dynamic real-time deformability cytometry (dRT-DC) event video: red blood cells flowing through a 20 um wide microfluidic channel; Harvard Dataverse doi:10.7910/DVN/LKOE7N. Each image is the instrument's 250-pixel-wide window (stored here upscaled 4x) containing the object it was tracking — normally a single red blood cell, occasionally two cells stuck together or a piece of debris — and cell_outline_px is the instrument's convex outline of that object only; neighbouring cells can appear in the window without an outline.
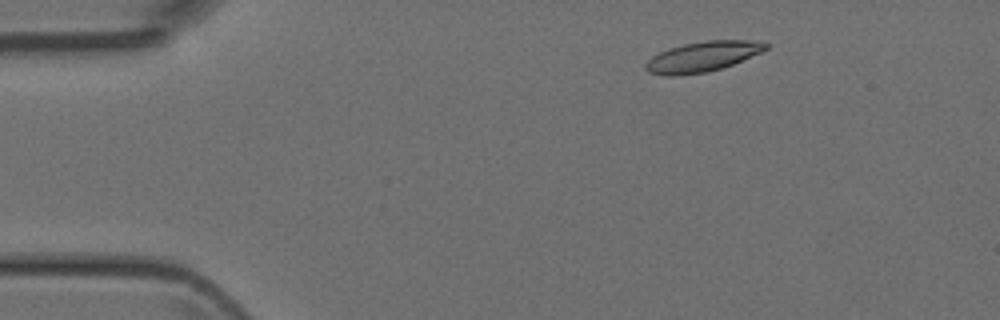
{"species": "Egyptian fruit bat (a non-hibernating species)", "species_latin": "Rousettus aegyptiacus", "temperature_condition": "room temperature", "stored_images_in_passage": 4, "camera_frame_rate_fps": 3000, "um_per_image_px": 0.085, "animal": {"sex": "female"}, "frame": {"image": 1, "passage_image": 2, "time_ms": 1.0, "image_size_px": [1000, 320], "cell_outline_px": [[768, 48], [760, 52], [732, 64], [708, 72], [676, 76], [668, 76], [648, 72], [644, 68], [644, 64], [652, 56], [668, 48], [684, 44], [708, 40], [752, 40], [768, 44]], "centroid_in_image_um": [59.66, 4.82], "position_along_channel_um": 25.3, "area_um2": 20.98}}
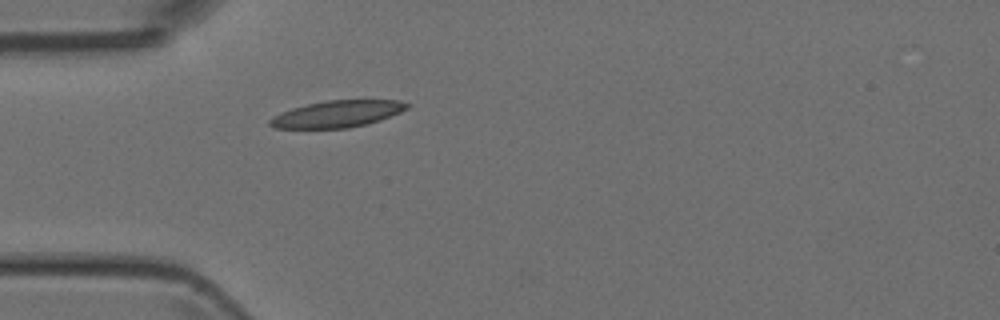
{"frame": {"image": 2, "passage_image": 4, "time_ms": 3.333, "image_size_px": [1000, 320], "cell_outline_px": [[412, 104], [408, 108], [400, 112], [380, 120], [348, 128], [272, 128], [268, 124], [268, 120], [272, 116], [280, 112], [292, 108], [308, 104], [328, 100], [400, 100]], "centroid_in_image_um": [28.65, 9.68], "position_along_channel_um": 56.4, "area_um2": 21.39}}